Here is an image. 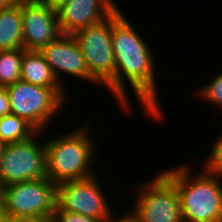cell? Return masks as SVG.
<instances>
[{"mask_svg": "<svg viewBox=\"0 0 222 222\" xmlns=\"http://www.w3.org/2000/svg\"><path fill=\"white\" fill-rule=\"evenodd\" d=\"M48 7L54 11H58L61 7L65 6L70 0H42Z\"/></svg>", "mask_w": 222, "mask_h": 222, "instance_id": "7402d4cb", "label": "cell"}, {"mask_svg": "<svg viewBox=\"0 0 222 222\" xmlns=\"http://www.w3.org/2000/svg\"><path fill=\"white\" fill-rule=\"evenodd\" d=\"M133 26L122 10L118 9L112 15L115 72L114 77L105 87L113 94V98L117 99L120 108L128 113V111H133L129 94H127L129 93L127 89L131 86L144 114L157 121L162 120L164 111L158 98V85H156L158 82L155 81V74L159 72L156 70V65H158L155 64L157 63L154 56L156 54L143 39V35H140Z\"/></svg>", "mask_w": 222, "mask_h": 222, "instance_id": "6da1fadb", "label": "cell"}, {"mask_svg": "<svg viewBox=\"0 0 222 222\" xmlns=\"http://www.w3.org/2000/svg\"><path fill=\"white\" fill-rule=\"evenodd\" d=\"M39 135L43 136V132H37L29 140L6 145L0 159L2 187L47 178L46 147L44 141L38 143Z\"/></svg>", "mask_w": 222, "mask_h": 222, "instance_id": "52a82bcc", "label": "cell"}, {"mask_svg": "<svg viewBox=\"0 0 222 222\" xmlns=\"http://www.w3.org/2000/svg\"><path fill=\"white\" fill-rule=\"evenodd\" d=\"M57 185L49 178L4 186L2 210L10 217L52 219L56 210Z\"/></svg>", "mask_w": 222, "mask_h": 222, "instance_id": "8992f818", "label": "cell"}, {"mask_svg": "<svg viewBox=\"0 0 222 222\" xmlns=\"http://www.w3.org/2000/svg\"><path fill=\"white\" fill-rule=\"evenodd\" d=\"M11 106V114L30 123L38 132L46 131L51 120L65 109L67 92L65 88H46L23 80L6 87Z\"/></svg>", "mask_w": 222, "mask_h": 222, "instance_id": "277c9868", "label": "cell"}, {"mask_svg": "<svg viewBox=\"0 0 222 222\" xmlns=\"http://www.w3.org/2000/svg\"><path fill=\"white\" fill-rule=\"evenodd\" d=\"M39 52L42 54L46 62L63 88H67L64 84L63 76L69 75L84 79L91 83L101 86L91 75L83 57L78 43L70 34H62L55 41L50 42L47 46L42 47ZM60 72L62 73L60 75Z\"/></svg>", "mask_w": 222, "mask_h": 222, "instance_id": "30bf717a", "label": "cell"}, {"mask_svg": "<svg viewBox=\"0 0 222 222\" xmlns=\"http://www.w3.org/2000/svg\"><path fill=\"white\" fill-rule=\"evenodd\" d=\"M212 144L209 156L205 158L203 167L212 175L222 179V134Z\"/></svg>", "mask_w": 222, "mask_h": 222, "instance_id": "ac0fdd59", "label": "cell"}, {"mask_svg": "<svg viewBox=\"0 0 222 222\" xmlns=\"http://www.w3.org/2000/svg\"><path fill=\"white\" fill-rule=\"evenodd\" d=\"M11 5H13V3L10 0H0V9L7 8Z\"/></svg>", "mask_w": 222, "mask_h": 222, "instance_id": "cb8c5ba5", "label": "cell"}, {"mask_svg": "<svg viewBox=\"0 0 222 222\" xmlns=\"http://www.w3.org/2000/svg\"><path fill=\"white\" fill-rule=\"evenodd\" d=\"M21 4L0 9V51L23 48Z\"/></svg>", "mask_w": 222, "mask_h": 222, "instance_id": "5bb4252c", "label": "cell"}, {"mask_svg": "<svg viewBox=\"0 0 222 222\" xmlns=\"http://www.w3.org/2000/svg\"><path fill=\"white\" fill-rule=\"evenodd\" d=\"M196 94L200 99L208 101L209 104H214L216 107H222V72L218 73L211 82L199 89Z\"/></svg>", "mask_w": 222, "mask_h": 222, "instance_id": "e0dca14e", "label": "cell"}, {"mask_svg": "<svg viewBox=\"0 0 222 222\" xmlns=\"http://www.w3.org/2000/svg\"><path fill=\"white\" fill-rule=\"evenodd\" d=\"M118 9L115 0H70L57 11L58 25L62 34L72 35L101 23Z\"/></svg>", "mask_w": 222, "mask_h": 222, "instance_id": "7c38bea8", "label": "cell"}, {"mask_svg": "<svg viewBox=\"0 0 222 222\" xmlns=\"http://www.w3.org/2000/svg\"><path fill=\"white\" fill-rule=\"evenodd\" d=\"M72 36L83 53L90 75L104 88L115 72L112 15L99 24L79 29Z\"/></svg>", "mask_w": 222, "mask_h": 222, "instance_id": "9c48e42d", "label": "cell"}, {"mask_svg": "<svg viewBox=\"0 0 222 222\" xmlns=\"http://www.w3.org/2000/svg\"><path fill=\"white\" fill-rule=\"evenodd\" d=\"M125 214L127 215L118 218L114 217L110 222H136L128 212Z\"/></svg>", "mask_w": 222, "mask_h": 222, "instance_id": "603a6c76", "label": "cell"}, {"mask_svg": "<svg viewBox=\"0 0 222 222\" xmlns=\"http://www.w3.org/2000/svg\"><path fill=\"white\" fill-rule=\"evenodd\" d=\"M155 176L139 184L140 189L136 187V201L129 214L136 222H183L176 186L162 171Z\"/></svg>", "mask_w": 222, "mask_h": 222, "instance_id": "5b68a950", "label": "cell"}, {"mask_svg": "<svg viewBox=\"0 0 222 222\" xmlns=\"http://www.w3.org/2000/svg\"><path fill=\"white\" fill-rule=\"evenodd\" d=\"M11 114L9 95L6 88L0 87V118Z\"/></svg>", "mask_w": 222, "mask_h": 222, "instance_id": "ffe728a7", "label": "cell"}, {"mask_svg": "<svg viewBox=\"0 0 222 222\" xmlns=\"http://www.w3.org/2000/svg\"><path fill=\"white\" fill-rule=\"evenodd\" d=\"M2 185L0 184V211L2 210Z\"/></svg>", "mask_w": 222, "mask_h": 222, "instance_id": "4316f807", "label": "cell"}, {"mask_svg": "<svg viewBox=\"0 0 222 222\" xmlns=\"http://www.w3.org/2000/svg\"><path fill=\"white\" fill-rule=\"evenodd\" d=\"M21 80L46 88H63L42 54L36 50H24L21 61Z\"/></svg>", "mask_w": 222, "mask_h": 222, "instance_id": "4fadbf2b", "label": "cell"}, {"mask_svg": "<svg viewBox=\"0 0 222 222\" xmlns=\"http://www.w3.org/2000/svg\"><path fill=\"white\" fill-rule=\"evenodd\" d=\"M38 131L25 119L14 114L0 118V140L6 144L29 140Z\"/></svg>", "mask_w": 222, "mask_h": 222, "instance_id": "9a60e30c", "label": "cell"}, {"mask_svg": "<svg viewBox=\"0 0 222 222\" xmlns=\"http://www.w3.org/2000/svg\"><path fill=\"white\" fill-rule=\"evenodd\" d=\"M23 49L39 51L62 35L57 12L42 0H28L21 4Z\"/></svg>", "mask_w": 222, "mask_h": 222, "instance_id": "8fae6325", "label": "cell"}, {"mask_svg": "<svg viewBox=\"0 0 222 222\" xmlns=\"http://www.w3.org/2000/svg\"><path fill=\"white\" fill-rule=\"evenodd\" d=\"M7 219H8V215L3 210H1L0 211V222H7Z\"/></svg>", "mask_w": 222, "mask_h": 222, "instance_id": "d4e9b609", "label": "cell"}, {"mask_svg": "<svg viewBox=\"0 0 222 222\" xmlns=\"http://www.w3.org/2000/svg\"><path fill=\"white\" fill-rule=\"evenodd\" d=\"M6 145L7 144L4 141L0 140V159L4 153V149H5Z\"/></svg>", "mask_w": 222, "mask_h": 222, "instance_id": "484cf974", "label": "cell"}, {"mask_svg": "<svg viewBox=\"0 0 222 222\" xmlns=\"http://www.w3.org/2000/svg\"><path fill=\"white\" fill-rule=\"evenodd\" d=\"M193 169L183 163L162 172L178 190L183 222H222V179Z\"/></svg>", "mask_w": 222, "mask_h": 222, "instance_id": "7a4b0ae2", "label": "cell"}, {"mask_svg": "<svg viewBox=\"0 0 222 222\" xmlns=\"http://www.w3.org/2000/svg\"><path fill=\"white\" fill-rule=\"evenodd\" d=\"M13 4H22L23 2L25 1H28V0H10Z\"/></svg>", "mask_w": 222, "mask_h": 222, "instance_id": "83f0119b", "label": "cell"}, {"mask_svg": "<svg viewBox=\"0 0 222 222\" xmlns=\"http://www.w3.org/2000/svg\"><path fill=\"white\" fill-rule=\"evenodd\" d=\"M23 52V48L0 51V87L6 88L21 80Z\"/></svg>", "mask_w": 222, "mask_h": 222, "instance_id": "2e32d148", "label": "cell"}, {"mask_svg": "<svg viewBox=\"0 0 222 222\" xmlns=\"http://www.w3.org/2000/svg\"><path fill=\"white\" fill-rule=\"evenodd\" d=\"M78 126L70 132L50 137L51 140L45 139L47 178L56 185L96 175L92 169L98 146L91 136L93 128L87 121Z\"/></svg>", "mask_w": 222, "mask_h": 222, "instance_id": "3957f363", "label": "cell"}, {"mask_svg": "<svg viewBox=\"0 0 222 222\" xmlns=\"http://www.w3.org/2000/svg\"><path fill=\"white\" fill-rule=\"evenodd\" d=\"M7 222H52V219H44L38 217H10Z\"/></svg>", "mask_w": 222, "mask_h": 222, "instance_id": "44dd1931", "label": "cell"}, {"mask_svg": "<svg viewBox=\"0 0 222 222\" xmlns=\"http://www.w3.org/2000/svg\"><path fill=\"white\" fill-rule=\"evenodd\" d=\"M52 222H100L99 220L72 212H66L63 210H55L52 217Z\"/></svg>", "mask_w": 222, "mask_h": 222, "instance_id": "d6986e66", "label": "cell"}, {"mask_svg": "<svg viewBox=\"0 0 222 222\" xmlns=\"http://www.w3.org/2000/svg\"><path fill=\"white\" fill-rule=\"evenodd\" d=\"M96 175L74 181L57 184L56 210L78 213L99 220L110 222L115 213Z\"/></svg>", "mask_w": 222, "mask_h": 222, "instance_id": "ba28073f", "label": "cell"}]
</instances>
